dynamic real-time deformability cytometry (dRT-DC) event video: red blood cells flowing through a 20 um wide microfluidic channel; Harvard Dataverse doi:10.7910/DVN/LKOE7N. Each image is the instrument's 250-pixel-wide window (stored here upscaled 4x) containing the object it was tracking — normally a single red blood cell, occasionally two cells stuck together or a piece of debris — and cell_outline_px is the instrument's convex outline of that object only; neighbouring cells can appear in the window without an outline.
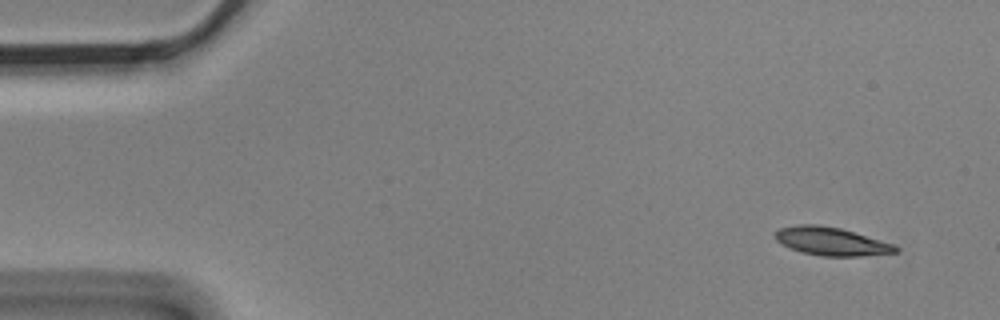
{"species": "Egyptian fruit bat (a non-hibernating species)", "species_latin": "Rousettus aegyptiacus", "temperature_condition": "cold", "stored_images_in_passage": 4, "camera_frame_rate_fps": 3000, "um_per_image_px": 0.085, "animal": {"sex": "male"}, "frame": {"image": 1, "passage_image": 1, "time_ms": 0.0, "image_size_px": [1000, 320], "cell_outline_px": [[900, 248], [896, 252], [860, 256], [820, 256], [800, 252], [776, 240], [776, 232], [780, 228], [800, 224], [820, 224], [840, 228], [896, 244]], "centroid_in_image_um": [70.7, 20.51], "position_along_channel_um": 14.3, "area_um2": 19.71}}